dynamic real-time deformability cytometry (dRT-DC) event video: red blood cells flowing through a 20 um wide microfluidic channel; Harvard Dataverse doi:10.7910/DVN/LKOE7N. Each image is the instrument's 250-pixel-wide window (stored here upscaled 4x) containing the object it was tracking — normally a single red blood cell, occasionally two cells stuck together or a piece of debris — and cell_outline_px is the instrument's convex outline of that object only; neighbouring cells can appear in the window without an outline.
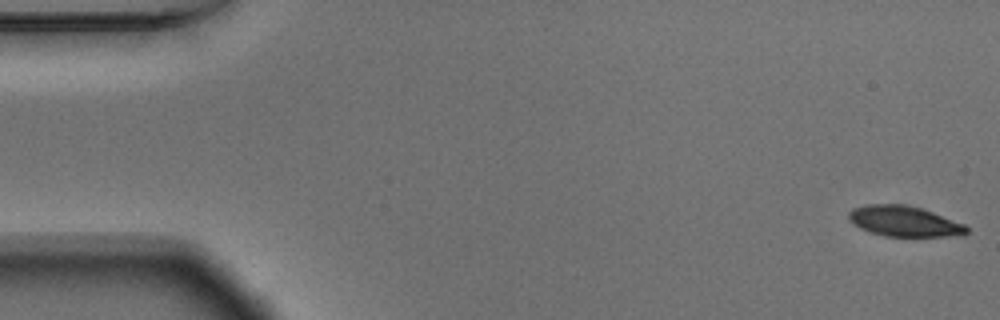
{"species": "Egyptian fruit bat (a non-hibernating species)", "species_latin": "Rousettus aegyptiacus", "temperature_condition": "warm", "stored_images_in_passage": 54, "camera_frame_rate_fps": 3000, "um_per_image_px": 0.085, "animal": {"sex": "male"}, "frame": {"image": 1, "passage_image": 1, "time_ms": 0.0, "image_size_px": [1000, 320], "cell_outline_px": [[968, 232], [964, 236], [884, 236], [860, 228], [852, 224], [848, 216], [848, 212], [852, 208], [868, 204], [900, 204], [920, 208], [932, 212], [964, 224], [968, 228]], "centroid_in_image_um": [76.85, 18.81], "position_along_channel_um": 8.2, "area_um2": 20.87}}
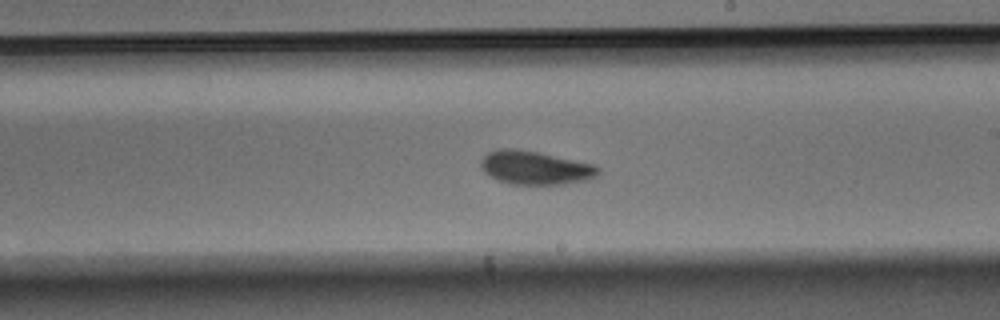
{"frame": {"image": 2, "passage_image": 31, "time_ms": 10.0, "image_size_px": [1000, 320], "cell_outline_px": [[600, 172], [596, 176], [588, 180], [564, 184], [508, 184], [496, 180], [488, 176], [480, 168], [480, 160], [488, 152], [500, 148], [516, 148], [596, 164], [600, 168]], "centroid_in_image_um": [45.47, 14.26], "position_along_channel_um": 243.5, "area_um2": 23.24}}
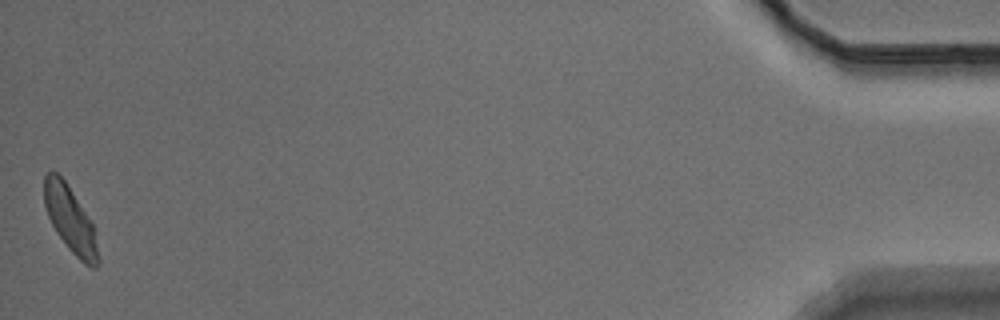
{"frame": {"image": 3, "passage_image": 54, "time_ms": 17.667, "image_size_px": [1000, 320], "cell_outline_px": [[100, 264], [96, 268], [92, 268], [84, 264], [68, 248], [56, 232], [48, 216], [44, 204], [44, 176], [48, 172], [56, 172], [64, 180], [92, 224], [100, 260]], "centroid_in_image_um": [5.96, 18.71], "position_along_channel_um": 429.2, "area_um2": 20.23}, "authors_computed_cell_mechanics": {"area_um2": 21.9929, "velocity_mm_per_s": 3.6818, "shape_relaxation_time_tau1_ms": 3.7363, "shape_relaxation_time_tau2_ms": 3.8942, "deformation_change_tau1": 0.1228, "deformation_change_tau2": 0.08}}